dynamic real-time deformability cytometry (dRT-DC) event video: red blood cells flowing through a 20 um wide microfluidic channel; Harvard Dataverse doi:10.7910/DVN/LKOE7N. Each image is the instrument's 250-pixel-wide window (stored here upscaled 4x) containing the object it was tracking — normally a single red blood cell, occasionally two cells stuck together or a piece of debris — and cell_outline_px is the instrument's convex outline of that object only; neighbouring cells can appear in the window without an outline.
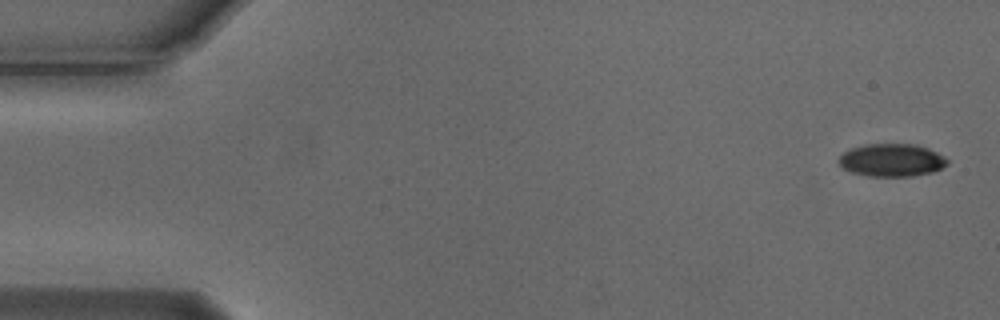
{"species": "Egyptian fruit bat (a non-hibernating species)", "species_latin": "Rousettus aegyptiacus", "temperature_condition": "cold", "stored_images_in_passage": 5, "camera_frame_rate_fps": 3000, "um_per_image_px": 0.085, "animal": {"sex": "male"}, "frame": {"image": 1, "passage_image": 1, "time_ms": 0.0, "image_size_px": [1000, 320], "cell_outline_px": [[948, 164], [932, 172], [912, 176], [868, 176], [852, 172], [844, 168], [840, 164], [840, 156], [844, 152], [852, 148], [864, 144], [916, 144], [928, 148], [944, 156], [948, 160]], "centroid_in_image_um": [75.82, 13.6], "position_along_channel_um": 9.2, "area_um2": 20.58}}
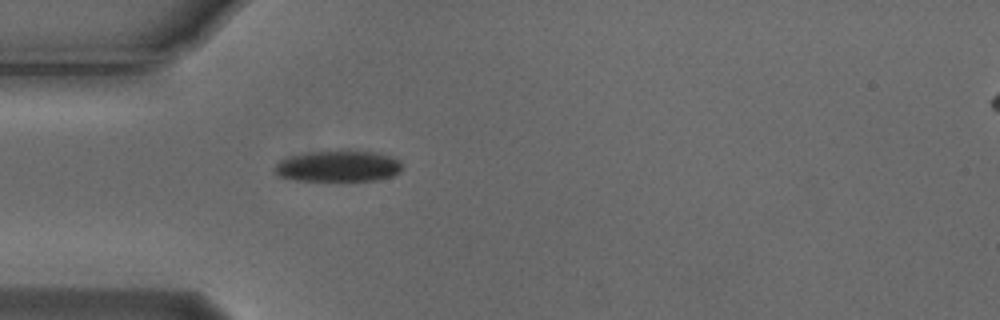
{"frame": {"image": 2, "passage_image": 5, "time_ms": 1.333, "image_size_px": [1000, 320], "cell_outline_px": [[404, 168], [400, 172], [392, 176], [380, 180], [296, 180], [276, 176], [272, 172], [272, 168], [280, 160], [292, 156], [312, 152], [340, 148], [348, 148], [376, 152], [400, 160]], "centroid_in_image_um": [28.76, 14.09], "position_along_channel_um": 56.2, "area_um2": 23.93}}